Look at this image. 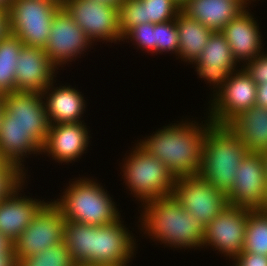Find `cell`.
Returning <instances> with one entry per match:
<instances>
[{"label": "cell", "instance_id": "obj_1", "mask_svg": "<svg viewBox=\"0 0 267 266\" xmlns=\"http://www.w3.org/2000/svg\"><path fill=\"white\" fill-rule=\"evenodd\" d=\"M2 101L0 154L25 177H31L26 160L41 158L50 128L43 96L40 93L12 92L2 95Z\"/></svg>", "mask_w": 267, "mask_h": 266}, {"label": "cell", "instance_id": "obj_2", "mask_svg": "<svg viewBox=\"0 0 267 266\" xmlns=\"http://www.w3.org/2000/svg\"><path fill=\"white\" fill-rule=\"evenodd\" d=\"M202 113L203 120L182 116L181 120L172 123L169 120L167 125L134 141L163 162L175 178L197 175L201 170L204 138L212 124L206 113Z\"/></svg>", "mask_w": 267, "mask_h": 266}, {"label": "cell", "instance_id": "obj_3", "mask_svg": "<svg viewBox=\"0 0 267 266\" xmlns=\"http://www.w3.org/2000/svg\"><path fill=\"white\" fill-rule=\"evenodd\" d=\"M137 209L140 215L135 220L138 229L135 233H140L139 237L179 253L193 249L201 252L206 227L187 212L173 194L146 201Z\"/></svg>", "mask_w": 267, "mask_h": 266}, {"label": "cell", "instance_id": "obj_4", "mask_svg": "<svg viewBox=\"0 0 267 266\" xmlns=\"http://www.w3.org/2000/svg\"><path fill=\"white\" fill-rule=\"evenodd\" d=\"M86 176L79 174V177L69 178L66 186L63 184L65 187L63 191L60 190L58 196L51 198V202L61 211L66 221L92 226L117 221L123 212L117 207L120 203L117 205L116 199L109 193L104 183L92 175Z\"/></svg>", "mask_w": 267, "mask_h": 266}, {"label": "cell", "instance_id": "obj_5", "mask_svg": "<svg viewBox=\"0 0 267 266\" xmlns=\"http://www.w3.org/2000/svg\"><path fill=\"white\" fill-rule=\"evenodd\" d=\"M132 143L118 165L122 176L120 181H123L127 195L132 196V201H136L138 207L146 201L172 195L176 178L163 162L154 158L136 141Z\"/></svg>", "mask_w": 267, "mask_h": 266}, {"label": "cell", "instance_id": "obj_6", "mask_svg": "<svg viewBox=\"0 0 267 266\" xmlns=\"http://www.w3.org/2000/svg\"><path fill=\"white\" fill-rule=\"evenodd\" d=\"M247 152L244 143L228 126L211 124L204 138L198 174L226 195L234 184L236 171Z\"/></svg>", "mask_w": 267, "mask_h": 266}, {"label": "cell", "instance_id": "obj_7", "mask_svg": "<svg viewBox=\"0 0 267 266\" xmlns=\"http://www.w3.org/2000/svg\"><path fill=\"white\" fill-rule=\"evenodd\" d=\"M123 216L113 223L93 226L91 265L125 266L137 258L139 237L133 233L136 228L129 230Z\"/></svg>", "mask_w": 267, "mask_h": 266}, {"label": "cell", "instance_id": "obj_8", "mask_svg": "<svg viewBox=\"0 0 267 266\" xmlns=\"http://www.w3.org/2000/svg\"><path fill=\"white\" fill-rule=\"evenodd\" d=\"M60 7L48 0H12L8 9L9 32L25 46L44 49Z\"/></svg>", "mask_w": 267, "mask_h": 266}, {"label": "cell", "instance_id": "obj_9", "mask_svg": "<svg viewBox=\"0 0 267 266\" xmlns=\"http://www.w3.org/2000/svg\"><path fill=\"white\" fill-rule=\"evenodd\" d=\"M92 49L96 47L86 33L73 21L66 9L60 7L54 14L48 42L43 49L51 63L61 72L66 70L64 67L79 61V58H85L87 52L92 53Z\"/></svg>", "mask_w": 267, "mask_h": 266}, {"label": "cell", "instance_id": "obj_10", "mask_svg": "<svg viewBox=\"0 0 267 266\" xmlns=\"http://www.w3.org/2000/svg\"><path fill=\"white\" fill-rule=\"evenodd\" d=\"M94 46H122L119 9L93 0H67L63 6ZM98 42V43H97ZM121 42V43H120ZM109 43V44H107Z\"/></svg>", "mask_w": 267, "mask_h": 266}, {"label": "cell", "instance_id": "obj_11", "mask_svg": "<svg viewBox=\"0 0 267 266\" xmlns=\"http://www.w3.org/2000/svg\"><path fill=\"white\" fill-rule=\"evenodd\" d=\"M257 84L240 67L230 73L222 90L207 103L206 115L214 125L227 126L238 115L255 106Z\"/></svg>", "mask_w": 267, "mask_h": 266}, {"label": "cell", "instance_id": "obj_12", "mask_svg": "<svg viewBox=\"0 0 267 266\" xmlns=\"http://www.w3.org/2000/svg\"><path fill=\"white\" fill-rule=\"evenodd\" d=\"M248 215L249 209L227 205L206 226L202 250L233 261L243 251Z\"/></svg>", "mask_w": 267, "mask_h": 266}, {"label": "cell", "instance_id": "obj_13", "mask_svg": "<svg viewBox=\"0 0 267 266\" xmlns=\"http://www.w3.org/2000/svg\"><path fill=\"white\" fill-rule=\"evenodd\" d=\"M65 222L61 211L50 200L13 242L16 260H22L64 242Z\"/></svg>", "mask_w": 267, "mask_h": 266}, {"label": "cell", "instance_id": "obj_14", "mask_svg": "<svg viewBox=\"0 0 267 266\" xmlns=\"http://www.w3.org/2000/svg\"><path fill=\"white\" fill-rule=\"evenodd\" d=\"M172 194L205 227L227 206L226 195L199 174L176 178Z\"/></svg>", "mask_w": 267, "mask_h": 266}, {"label": "cell", "instance_id": "obj_15", "mask_svg": "<svg viewBox=\"0 0 267 266\" xmlns=\"http://www.w3.org/2000/svg\"><path fill=\"white\" fill-rule=\"evenodd\" d=\"M197 78L210 90L208 103L222 90L230 73L241 67L232 54L229 43L220 31H214L204 46L200 57L191 65ZM212 92V93H211Z\"/></svg>", "mask_w": 267, "mask_h": 266}, {"label": "cell", "instance_id": "obj_16", "mask_svg": "<svg viewBox=\"0 0 267 266\" xmlns=\"http://www.w3.org/2000/svg\"><path fill=\"white\" fill-rule=\"evenodd\" d=\"M267 190L262 153L247 152L239 164L234 184L226 194L227 205L260 210Z\"/></svg>", "mask_w": 267, "mask_h": 266}, {"label": "cell", "instance_id": "obj_17", "mask_svg": "<svg viewBox=\"0 0 267 266\" xmlns=\"http://www.w3.org/2000/svg\"><path fill=\"white\" fill-rule=\"evenodd\" d=\"M87 122L50 125L42 148V158H49L58 165H73L89 153L92 134ZM91 139V140H90ZM91 141V142H90ZM46 156V157H45Z\"/></svg>", "mask_w": 267, "mask_h": 266}, {"label": "cell", "instance_id": "obj_18", "mask_svg": "<svg viewBox=\"0 0 267 266\" xmlns=\"http://www.w3.org/2000/svg\"><path fill=\"white\" fill-rule=\"evenodd\" d=\"M29 179L30 177H26L0 200V233L11 243L21 235L39 211L50 201L49 198L46 200L43 196L39 197L36 194V198L32 197L33 194L29 191L27 194L30 195L24 192L29 188L28 184H31V179Z\"/></svg>", "mask_w": 267, "mask_h": 266}, {"label": "cell", "instance_id": "obj_19", "mask_svg": "<svg viewBox=\"0 0 267 266\" xmlns=\"http://www.w3.org/2000/svg\"><path fill=\"white\" fill-rule=\"evenodd\" d=\"M256 6L246 8L220 31L229 43L234 59L241 67L267 49V46L264 47L267 43L263 42L265 38L261 23L258 21L259 16L256 18V14L251 11L253 10L251 8Z\"/></svg>", "mask_w": 267, "mask_h": 266}, {"label": "cell", "instance_id": "obj_20", "mask_svg": "<svg viewBox=\"0 0 267 266\" xmlns=\"http://www.w3.org/2000/svg\"><path fill=\"white\" fill-rule=\"evenodd\" d=\"M56 82L62 81L56 78L42 93L50 125L85 122L89 103L86 93L68 82L65 85Z\"/></svg>", "mask_w": 267, "mask_h": 266}, {"label": "cell", "instance_id": "obj_21", "mask_svg": "<svg viewBox=\"0 0 267 266\" xmlns=\"http://www.w3.org/2000/svg\"><path fill=\"white\" fill-rule=\"evenodd\" d=\"M15 67L16 92L43 93L60 72L42 48L23 46Z\"/></svg>", "mask_w": 267, "mask_h": 266}, {"label": "cell", "instance_id": "obj_22", "mask_svg": "<svg viewBox=\"0 0 267 266\" xmlns=\"http://www.w3.org/2000/svg\"><path fill=\"white\" fill-rule=\"evenodd\" d=\"M246 8L237 0H187L181 12L213 31H221Z\"/></svg>", "mask_w": 267, "mask_h": 266}, {"label": "cell", "instance_id": "obj_23", "mask_svg": "<svg viewBox=\"0 0 267 266\" xmlns=\"http://www.w3.org/2000/svg\"><path fill=\"white\" fill-rule=\"evenodd\" d=\"M248 152H267V109L253 106L227 125Z\"/></svg>", "mask_w": 267, "mask_h": 266}, {"label": "cell", "instance_id": "obj_24", "mask_svg": "<svg viewBox=\"0 0 267 266\" xmlns=\"http://www.w3.org/2000/svg\"><path fill=\"white\" fill-rule=\"evenodd\" d=\"M176 26L179 38V52L176 60L192 65L200 57V54L214 32L193 18H188L180 12L176 18Z\"/></svg>", "mask_w": 267, "mask_h": 266}, {"label": "cell", "instance_id": "obj_25", "mask_svg": "<svg viewBox=\"0 0 267 266\" xmlns=\"http://www.w3.org/2000/svg\"><path fill=\"white\" fill-rule=\"evenodd\" d=\"M93 226L79 222L66 221L64 243L74 264L91 265Z\"/></svg>", "mask_w": 267, "mask_h": 266}, {"label": "cell", "instance_id": "obj_26", "mask_svg": "<svg viewBox=\"0 0 267 266\" xmlns=\"http://www.w3.org/2000/svg\"><path fill=\"white\" fill-rule=\"evenodd\" d=\"M24 46L21 39L8 32L0 40V93L16 92L15 67L20 50Z\"/></svg>", "mask_w": 267, "mask_h": 266}, {"label": "cell", "instance_id": "obj_27", "mask_svg": "<svg viewBox=\"0 0 267 266\" xmlns=\"http://www.w3.org/2000/svg\"><path fill=\"white\" fill-rule=\"evenodd\" d=\"M247 220L242 252L267 255V214L249 209Z\"/></svg>", "mask_w": 267, "mask_h": 266}, {"label": "cell", "instance_id": "obj_28", "mask_svg": "<svg viewBox=\"0 0 267 266\" xmlns=\"http://www.w3.org/2000/svg\"><path fill=\"white\" fill-rule=\"evenodd\" d=\"M64 242L17 261V266H74Z\"/></svg>", "mask_w": 267, "mask_h": 266}, {"label": "cell", "instance_id": "obj_29", "mask_svg": "<svg viewBox=\"0 0 267 266\" xmlns=\"http://www.w3.org/2000/svg\"><path fill=\"white\" fill-rule=\"evenodd\" d=\"M178 52L179 38L175 19L155 24L154 58L158 54H169L176 59Z\"/></svg>", "mask_w": 267, "mask_h": 266}, {"label": "cell", "instance_id": "obj_30", "mask_svg": "<svg viewBox=\"0 0 267 266\" xmlns=\"http://www.w3.org/2000/svg\"><path fill=\"white\" fill-rule=\"evenodd\" d=\"M122 44L131 45L135 50L154 56L155 23H142L129 30L122 38ZM144 51V52H143Z\"/></svg>", "mask_w": 267, "mask_h": 266}, {"label": "cell", "instance_id": "obj_31", "mask_svg": "<svg viewBox=\"0 0 267 266\" xmlns=\"http://www.w3.org/2000/svg\"><path fill=\"white\" fill-rule=\"evenodd\" d=\"M148 23H165L174 20L181 12V5L175 0H142Z\"/></svg>", "mask_w": 267, "mask_h": 266}, {"label": "cell", "instance_id": "obj_32", "mask_svg": "<svg viewBox=\"0 0 267 266\" xmlns=\"http://www.w3.org/2000/svg\"><path fill=\"white\" fill-rule=\"evenodd\" d=\"M145 3L142 0H124L119 9V29L123 37L136 25L148 23L144 13Z\"/></svg>", "mask_w": 267, "mask_h": 266}, {"label": "cell", "instance_id": "obj_33", "mask_svg": "<svg viewBox=\"0 0 267 266\" xmlns=\"http://www.w3.org/2000/svg\"><path fill=\"white\" fill-rule=\"evenodd\" d=\"M242 68L257 85L267 82V50L246 62Z\"/></svg>", "mask_w": 267, "mask_h": 266}, {"label": "cell", "instance_id": "obj_34", "mask_svg": "<svg viewBox=\"0 0 267 266\" xmlns=\"http://www.w3.org/2000/svg\"><path fill=\"white\" fill-rule=\"evenodd\" d=\"M26 177L13 165L8 164L0 172V200L6 197Z\"/></svg>", "mask_w": 267, "mask_h": 266}, {"label": "cell", "instance_id": "obj_35", "mask_svg": "<svg viewBox=\"0 0 267 266\" xmlns=\"http://www.w3.org/2000/svg\"><path fill=\"white\" fill-rule=\"evenodd\" d=\"M232 262L236 266H267V255L241 252Z\"/></svg>", "mask_w": 267, "mask_h": 266}, {"label": "cell", "instance_id": "obj_36", "mask_svg": "<svg viewBox=\"0 0 267 266\" xmlns=\"http://www.w3.org/2000/svg\"><path fill=\"white\" fill-rule=\"evenodd\" d=\"M255 106L267 109V82L257 85Z\"/></svg>", "mask_w": 267, "mask_h": 266}, {"label": "cell", "instance_id": "obj_37", "mask_svg": "<svg viewBox=\"0 0 267 266\" xmlns=\"http://www.w3.org/2000/svg\"><path fill=\"white\" fill-rule=\"evenodd\" d=\"M9 32L8 10L0 9V40Z\"/></svg>", "mask_w": 267, "mask_h": 266}, {"label": "cell", "instance_id": "obj_38", "mask_svg": "<svg viewBox=\"0 0 267 266\" xmlns=\"http://www.w3.org/2000/svg\"><path fill=\"white\" fill-rule=\"evenodd\" d=\"M0 266H17L13 248L6 254H0Z\"/></svg>", "mask_w": 267, "mask_h": 266}, {"label": "cell", "instance_id": "obj_39", "mask_svg": "<svg viewBox=\"0 0 267 266\" xmlns=\"http://www.w3.org/2000/svg\"><path fill=\"white\" fill-rule=\"evenodd\" d=\"M13 248V243L0 233V254H6Z\"/></svg>", "mask_w": 267, "mask_h": 266}, {"label": "cell", "instance_id": "obj_40", "mask_svg": "<svg viewBox=\"0 0 267 266\" xmlns=\"http://www.w3.org/2000/svg\"><path fill=\"white\" fill-rule=\"evenodd\" d=\"M93 1L119 8L124 0H93Z\"/></svg>", "mask_w": 267, "mask_h": 266}, {"label": "cell", "instance_id": "obj_41", "mask_svg": "<svg viewBox=\"0 0 267 266\" xmlns=\"http://www.w3.org/2000/svg\"><path fill=\"white\" fill-rule=\"evenodd\" d=\"M239 1L245 8L253 7V5H259V0H237ZM257 3V4H255Z\"/></svg>", "mask_w": 267, "mask_h": 266}, {"label": "cell", "instance_id": "obj_42", "mask_svg": "<svg viewBox=\"0 0 267 266\" xmlns=\"http://www.w3.org/2000/svg\"><path fill=\"white\" fill-rule=\"evenodd\" d=\"M12 0H0V9L8 10Z\"/></svg>", "mask_w": 267, "mask_h": 266}, {"label": "cell", "instance_id": "obj_43", "mask_svg": "<svg viewBox=\"0 0 267 266\" xmlns=\"http://www.w3.org/2000/svg\"><path fill=\"white\" fill-rule=\"evenodd\" d=\"M260 211H262L264 214H267V190H266L263 206L261 207Z\"/></svg>", "mask_w": 267, "mask_h": 266}, {"label": "cell", "instance_id": "obj_44", "mask_svg": "<svg viewBox=\"0 0 267 266\" xmlns=\"http://www.w3.org/2000/svg\"><path fill=\"white\" fill-rule=\"evenodd\" d=\"M8 165V163L3 159L0 154V172Z\"/></svg>", "mask_w": 267, "mask_h": 266}, {"label": "cell", "instance_id": "obj_45", "mask_svg": "<svg viewBox=\"0 0 267 266\" xmlns=\"http://www.w3.org/2000/svg\"><path fill=\"white\" fill-rule=\"evenodd\" d=\"M48 1H51L52 3L63 7L67 0H48Z\"/></svg>", "mask_w": 267, "mask_h": 266}, {"label": "cell", "instance_id": "obj_46", "mask_svg": "<svg viewBox=\"0 0 267 266\" xmlns=\"http://www.w3.org/2000/svg\"><path fill=\"white\" fill-rule=\"evenodd\" d=\"M3 112H4V107H3V101L2 99L0 100V122L3 116Z\"/></svg>", "mask_w": 267, "mask_h": 266}, {"label": "cell", "instance_id": "obj_47", "mask_svg": "<svg viewBox=\"0 0 267 266\" xmlns=\"http://www.w3.org/2000/svg\"><path fill=\"white\" fill-rule=\"evenodd\" d=\"M263 158L265 160V169H266V180H267V152L262 153Z\"/></svg>", "mask_w": 267, "mask_h": 266}, {"label": "cell", "instance_id": "obj_48", "mask_svg": "<svg viewBox=\"0 0 267 266\" xmlns=\"http://www.w3.org/2000/svg\"><path fill=\"white\" fill-rule=\"evenodd\" d=\"M175 1L182 6L187 0H175Z\"/></svg>", "mask_w": 267, "mask_h": 266}, {"label": "cell", "instance_id": "obj_49", "mask_svg": "<svg viewBox=\"0 0 267 266\" xmlns=\"http://www.w3.org/2000/svg\"><path fill=\"white\" fill-rule=\"evenodd\" d=\"M74 266H96V265H89V264H75Z\"/></svg>", "mask_w": 267, "mask_h": 266}, {"label": "cell", "instance_id": "obj_50", "mask_svg": "<svg viewBox=\"0 0 267 266\" xmlns=\"http://www.w3.org/2000/svg\"><path fill=\"white\" fill-rule=\"evenodd\" d=\"M230 264H229V266H236L233 262H231V261H228ZM231 263H232V265H231Z\"/></svg>", "mask_w": 267, "mask_h": 266}]
</instances>
